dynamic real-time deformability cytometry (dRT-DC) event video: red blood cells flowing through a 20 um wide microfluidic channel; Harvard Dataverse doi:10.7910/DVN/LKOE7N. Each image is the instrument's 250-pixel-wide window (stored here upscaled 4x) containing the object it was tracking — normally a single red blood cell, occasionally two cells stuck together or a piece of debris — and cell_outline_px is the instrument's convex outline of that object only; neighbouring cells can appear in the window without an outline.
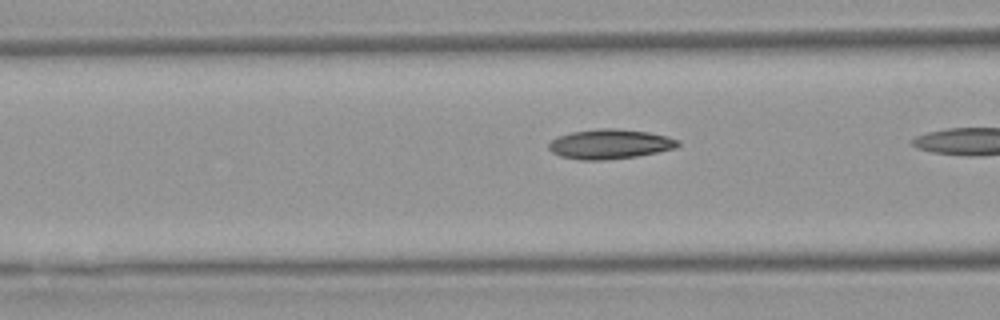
{"species": "Egyptian fruit bat (a non-hibernating species)", "species_latin": "Rousettus aegyptiacus", "temperature_condition": "warm", "stored_images_in_passage": 13, "camera_frame_rate_fps": 3000, "um_per_image_px": 0.085, "animal": {"sex": "female"}, "frame": {"image": 1, "passage_image": 11, "time_ms": 3.333, "image_size_px": [1000, 320], "cell_outline_px": [[680, 144], [676, 148], [636, 156], [604, 160], [580, 160], [560, 156], [552, 152], [548, 148], [548, 144], [556, 136], [572, 132], [600, 128], [612, 128], [648, 132], [668, 136], [680, 140]], "centroid_in_image_um": [51.83, 12.24], "position_along_channel_um": 114.8, "area_um2": 22.37}}